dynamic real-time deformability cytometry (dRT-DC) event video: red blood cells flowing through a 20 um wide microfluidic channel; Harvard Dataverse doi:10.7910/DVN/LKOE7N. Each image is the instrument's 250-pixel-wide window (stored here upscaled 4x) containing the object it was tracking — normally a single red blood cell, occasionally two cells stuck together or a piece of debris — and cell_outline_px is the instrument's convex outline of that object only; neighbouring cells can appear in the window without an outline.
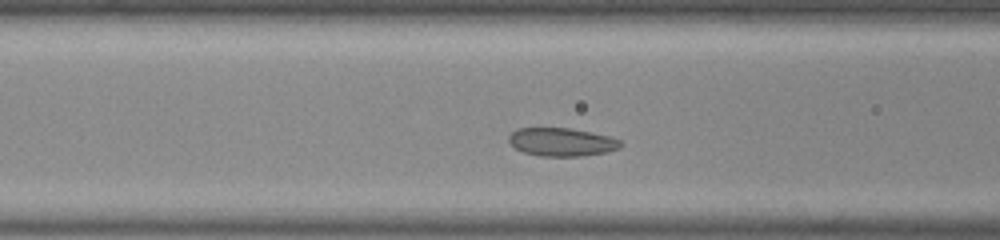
{"species": "common noctule bat (a hibernating species)", "species_latin": "Nyctalus noctula", "temperature_condition": "room temperature", "stored_images_in_passage": 41, "camera_frame_rate_fps": 3000, "um_per_image_px": 0.085, "animal": {"sex": "male", "body_mass_g": 20.0, "forearm_length_mm": 53.3}, "frame": {"image": 1, "passage_image": 10, "time_ms": 3.0, "image_size_px": [1000, 240], "cell_outline_px": [[624, 144], [620, 148], [604, 152], [580, 156], [540, 156], [524, 152], [516, 148], [508, 140], [508, 136], [516, 128], [568, 128], [608, 136], [620, 140]], "centroid_in_image_um": [47.73, 12.07], "position_along_channel_um": 118.9, "area_um2": 18.21}}
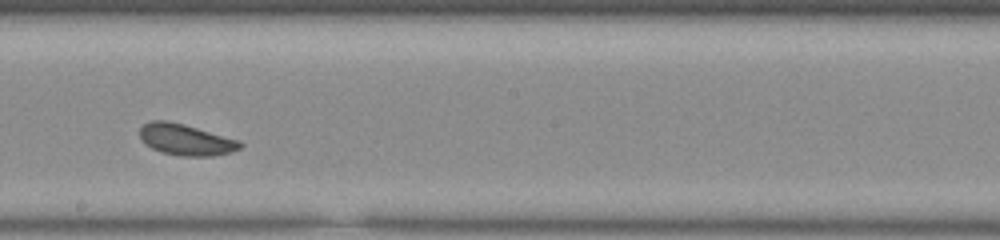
{"frame": {"image": 2, "passage_image": 19, "time_ms": 6.0, "image_size_px": [1000, 240], "cell_outline_px": [[244, 144], [240, 148], [232, 152], [216, 156], [180, 156], [160, 152], [152, 148], [140, 140], [140, 128], [144, 124], [152, 120], [168, 120], [184, 124], [240, 140]], "centroid_in_image_um": [15.81, 11.88], "position_along_channel_um": 232.4, "area_um2": 18.5}}
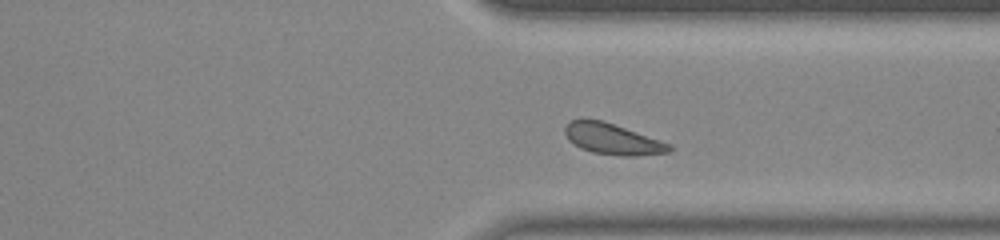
{"frame": {"image": 3, "passage_image": 29, "time_ms": 9.333, "image_size_px": [1000, 240], "cell_outline_px": [[672, 148], [668, 152], [636, 156], [620, 156], [592, 152], [580, 148], [568, 140], [564, 132], [564, 128], [572, 120], [600, 120], [672, 144]], "centroid_in_image_um": [52.06, 11.84], "position_along_channel_um": 359.3, "area_um2": 18.44}, "authors_computed_cell_mechanics": {"area_um2": 18.7272, "velocity_mm_per_s": 3.7952, "shape_relaxation_time_tau1_ms": 6.9384, "shape_relaxation_time_tau2_ms": 1.6833, "deformation_change_tau1": 0.1454, "deformation_change_tau2": 0.0587}}